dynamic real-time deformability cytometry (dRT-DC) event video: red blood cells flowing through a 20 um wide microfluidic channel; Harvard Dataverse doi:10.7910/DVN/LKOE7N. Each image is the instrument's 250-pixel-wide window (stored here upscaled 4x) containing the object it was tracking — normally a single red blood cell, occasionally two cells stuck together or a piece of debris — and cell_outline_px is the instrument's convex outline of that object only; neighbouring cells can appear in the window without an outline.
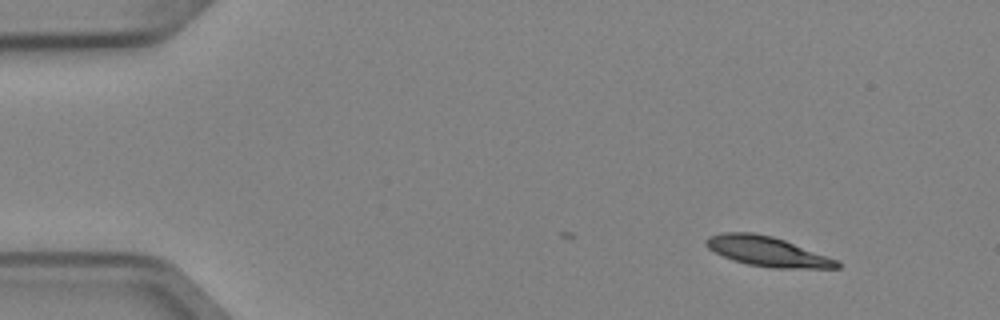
{"species": "Egyptian fruit bat (a non-hibernating species)", "species_latin": "Rousettus aegyptiacus", "temperature_condition": "cold", "stored_images_in_passage": 2, "camera_frame_rate_fps": 3000, "um_per_image_px": 0.085, "animal": {"sex": "female"}, "frame": {"image": 1, "passage_image": 2, "time_ms": 0.333, "image_size_px": [1000, 320], "cell_outline_px": [[840, 268], [772, 268], [748, 264], [732, 260], [708, 248], [704, 244], [704, 240], [708, 236], [724, 232], [752, 232], [772, 236], [784, 240], [836, 260], [840, 264]], "centroid_in_image_um": [65.16, 21.36], "position_along_channel_um": 19.8, "area_um2": 22.43}}